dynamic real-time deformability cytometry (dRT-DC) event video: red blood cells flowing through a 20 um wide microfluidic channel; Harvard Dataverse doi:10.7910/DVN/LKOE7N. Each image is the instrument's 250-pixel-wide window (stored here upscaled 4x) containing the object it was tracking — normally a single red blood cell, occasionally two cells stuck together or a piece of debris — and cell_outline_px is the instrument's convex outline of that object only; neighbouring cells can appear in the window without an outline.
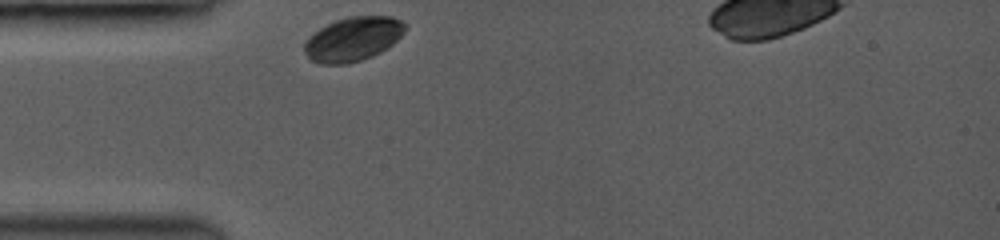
{"species": "common noctule bat (a hibernating species)", "species_latin": "Nyctalus noctula", "temperature_condition": "room temperature", "stored_images_in_passage": 34, "camera_frame_rate_fps": 3500, "um_per_image_px": 0.085, "animal": {"sex": "female", "body_mass_g": 19.0, "forearm_length_mm": 53.3}, "frame": {"image": 1, "passage_image": 1, "time_ms": 0.0, "image_size_px": [1000, 240], "cell_outline_px": [[408, 28], [392, 44], [380, 52], [372, 56], [360, 60], [344, 64], [320, 64], [308, 60], [304, 52], [304, 40], [308, 36], [320, 28], [336, 20], [348, 16], [392, 16], [408, 24]], "centroid_in_image_um": [29.98, 3.31], "position_along_channel_um": 55.0, "area_um2": 26.13}}
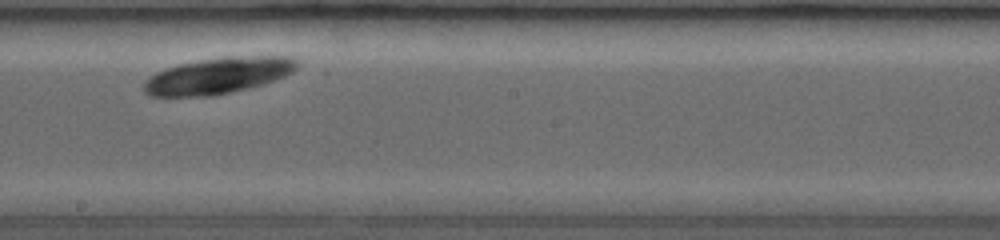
{"frame": {"image": 2, "passage_image": 18, "time_ms": 4.857, "image_size_px": [1000, 240], "cell_outline_px": [[300, 64], [292, 72], [284, 76], [248, 88], [208, 96], [152, 96], [144, 92], [144, 80], [148, 76], [164, 68], [176, 64], [224, 56], [288, 56], [300, 60]], "centroid_in_image_um": [18.52, 6.4], "position_along_channel_um": 229.7, "area_um2": 32.37}}
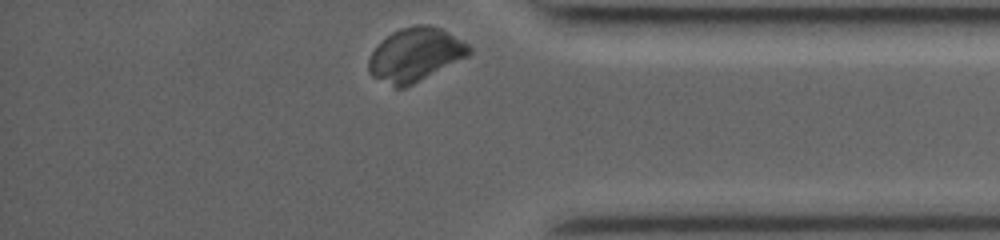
{"frame": {"image": 3, "passage_image": 34, "time_ms": 9.429, "image_size_px": [1000, 240], "cell_outline_px": [[472, 52], [412, 84], [404, 88], [396, 88], [372, 76], [368, 72], [368, 60], [372, 52], [392, 32], [400, 28], [416, 24], [428, 24], [440, 28], [448, 32], [468, 44], [472, 48]], "centroid_in_image_um": [35.26, 4.63], "position_along_channel_um": 399.9, "area_um2": 30.58}}